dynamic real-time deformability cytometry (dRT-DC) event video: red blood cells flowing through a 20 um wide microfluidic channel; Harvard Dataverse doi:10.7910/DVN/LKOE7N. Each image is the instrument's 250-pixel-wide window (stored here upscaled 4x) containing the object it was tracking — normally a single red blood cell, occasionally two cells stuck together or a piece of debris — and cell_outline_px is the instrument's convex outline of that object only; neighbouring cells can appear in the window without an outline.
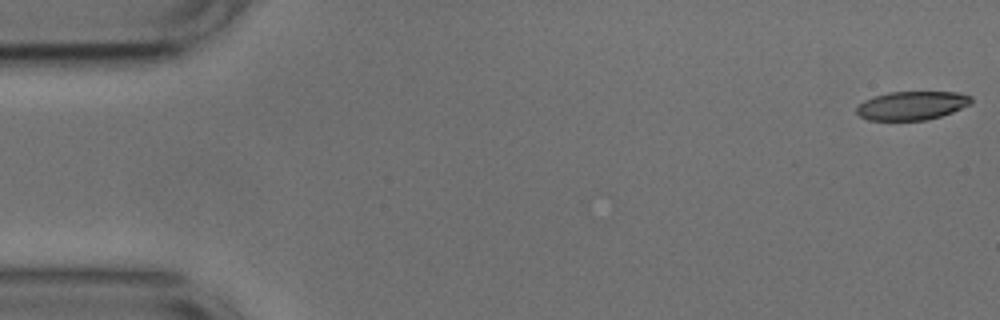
{"species": "common noctule bat (a hibernating species)", "species_latin": "Nyctalus noctula", "temperature_condition": "cold", "stored_images_in_passage": 53, "camera_frame_rate_fps": 3000, "um_per_image_px": 0.085, "animal": {"sex": "male", "body_mass_g": 17.9, "forearm_length_mm": 54.2}, "frame": {"image": 1, "passage_image": 1, "time_ms": 0.0, "image_size_px": [1000, 320], "cell_outline_px": [[972, 104], [952, 112], [940, 116], [924, 120], [868, 120], [860, 116], [856, 112], [856, 108], [864, 100], [888, 92], [956, 92], [972, 96]], "centroid_in_image_um": [77.53, 8.97], "position_along_channel_um": 7.5, "area_um2": 19.07}}
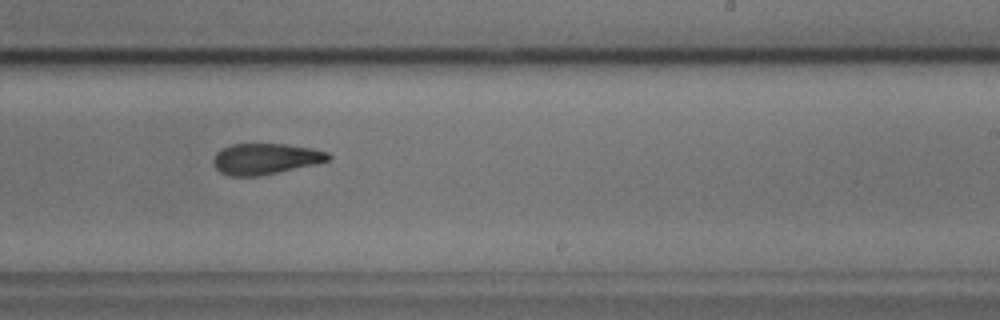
{"frame": {"image": 2, "passage_image": 32, "time_ms": 10.333, "image_size_px": [1000, 320], "cell_outline_px": [[332, 160], [316, 164], [260, 176], [228, 176], [220, 172], [212, 164], [212, 160], [216, 152], [232, 144], [284, 144], [312, 148], [328, 152], [332, 156]], "centroid_in_image_um": [22.58, 13.51], "position_along_channel_um": 266.4, "area_um2": 20.92}}
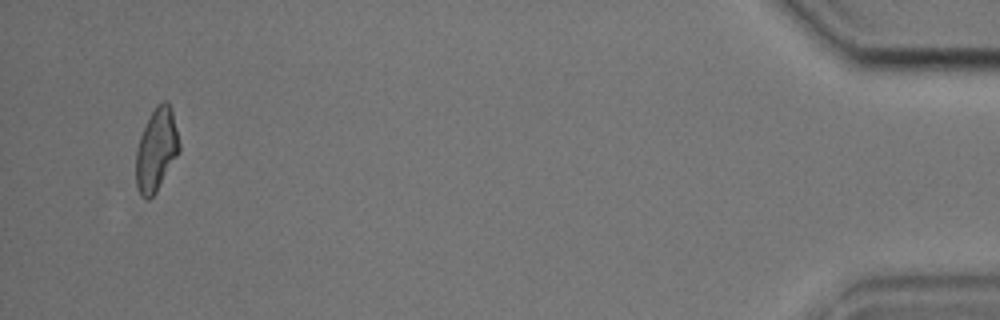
{"frame": {"image": 3, "passage_image": 51, "time_ms": 16.667, "image_size_px": [1000, 320], "cell_outline_px": [[180, 152], [156, 192], [148, 200], [140, 196], [136, 184], [136, 152], [140, 136], [156, 104], [164, 100], [168, 100], [172, 108], [180, 144]], "centroid_in_image_um": [13.31, 12.72], "position_along_channel_um": 421.9, "area_um2": 20.98}, "authors_computed_cell_mechanics": {"area_um2": 21.3282, "velocity_mm_per_s": 3.7392, "shape_relaxation_time_tau1_ms": 4.8795, "shape_relaxation_time_tau2_ms": 3.6233, "deformation_change_tau1": 0.141, "deformation_change_tau2": 0.1125}}